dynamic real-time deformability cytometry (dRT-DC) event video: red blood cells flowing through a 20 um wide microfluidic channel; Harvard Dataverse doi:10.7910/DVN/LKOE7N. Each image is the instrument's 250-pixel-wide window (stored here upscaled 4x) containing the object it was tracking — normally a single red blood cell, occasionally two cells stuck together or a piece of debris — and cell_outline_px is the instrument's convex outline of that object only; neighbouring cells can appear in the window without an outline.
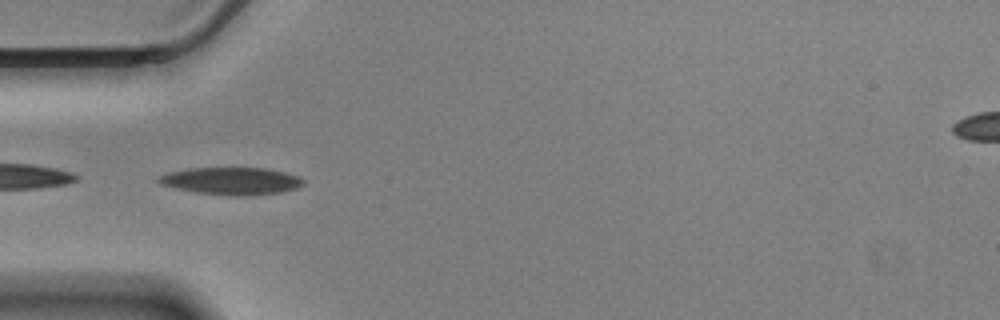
{"species": "Egyptian fruit bat (a non-hibernating species)", "species_latin": "Rousettus aegyptiacus", "temperature_condition": "cold", "stored_images_in_passage": 41, "camera_frame_rate_fps": 3000, "um_per_image_px": 0.085, "animal": {"sex": "male"}, "frame": {"image": 1, "passage_image": 1, "time_ms": 0.0, "image_size_px": [1000, 320], "cell_outline_px": [[304, 184], [296, 188], [280, 192], [244, 196], [196, 192], [176, 188], [160, 184], [156, 180], [156, 176], [168, 172], [188, 168], [268, 168], [300, 176], [304, 180]], "centroid_in_image_um": [19.65, 15.37], "position_along_channel_um": 65.3, "area_um2": 23.0}}
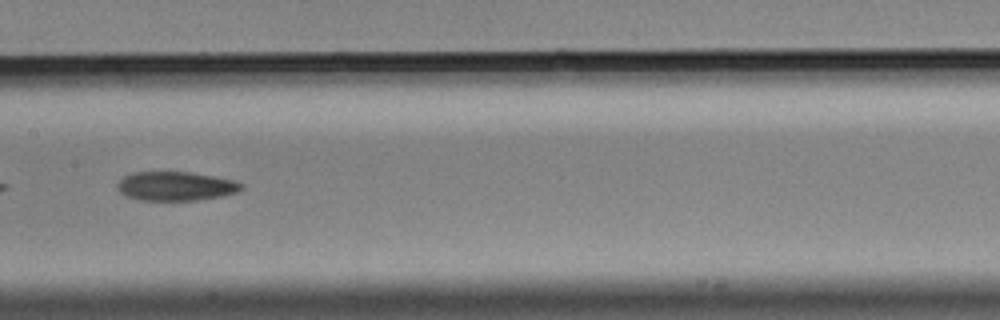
{"frame": {"image": 2, "passage_image": 12, "time_ms": 3.667, "image_size_px": [1000, 320], "cell_outline_px": [[244, 188], [236, 192], [220, 196], [196, 200], [140, 200], [128, 196], [120, 192], [116, 184], [124, 176], [132, 172], [188, 172], [236, 180], [244, 184]], "centroid_in_image_um": [14.95, 15.81], "position_along_channel_um": 192.5, "area_um2": 20.87}}
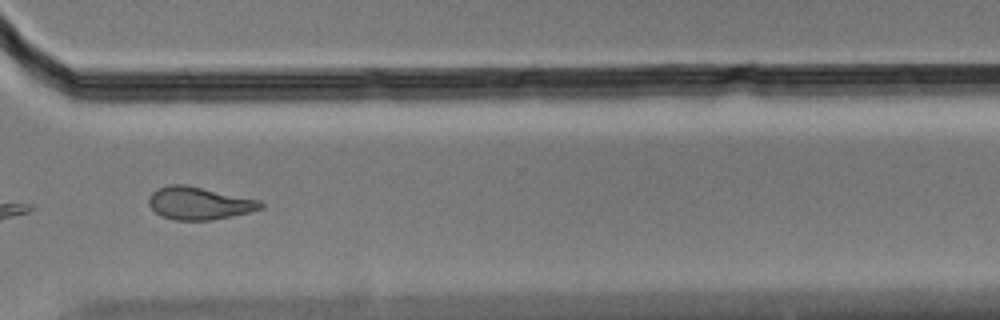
{"frame": {"image": 3, "passage_image": 26, "time_ms": 8.333, "image_size_px": [1000, 320], "cell_outline_px": [[264, 208], [232, 216], [212, 220], [176, 220], [164, 216], [156, 212], [148, 204], [148, 200], [152, 192], [156, 188], [168, 184], [184, 184], [260, 200], [264, 204]], "centroid_in_image_um": [16.92, 17.26], "position_along_channel_um": 353.7, "area_um2": 21.21}, "authors_computed_cell_mechanics": {"area_um2": 21.5594, "velocity_mm_per_s": 3.4574, "shape_relaxation_time_tau1_ms": 6.2708, "shape_relaxation_time_tau2_ms": 5.9793, "deformation_change_tau1": 0.1654, "deformation_change_tau2": 0.1435}}